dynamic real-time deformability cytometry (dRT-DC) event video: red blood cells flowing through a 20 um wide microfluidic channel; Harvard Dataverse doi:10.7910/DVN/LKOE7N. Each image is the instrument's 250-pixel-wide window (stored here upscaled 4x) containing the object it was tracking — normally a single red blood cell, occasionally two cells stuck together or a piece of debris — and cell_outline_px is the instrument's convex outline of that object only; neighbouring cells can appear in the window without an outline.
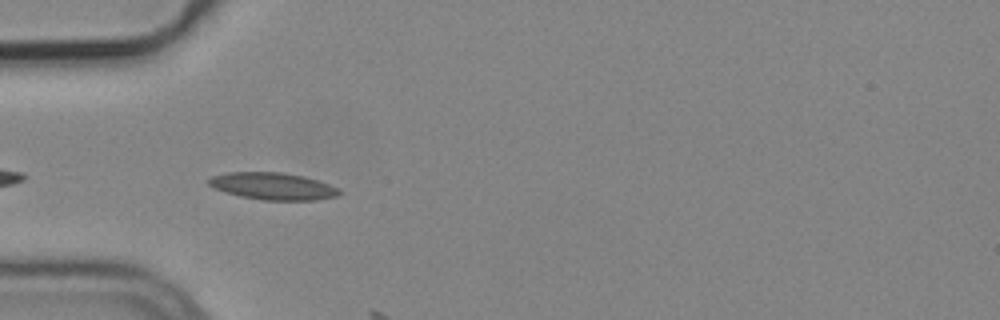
{"species": "common noctule bat (a hibernating species)", "species_latin": "Nyctalus noctula", "temperature_condition": "cold", "stored_images_in_passage": 6, "camera_frame_rate_fps": 3000, "um_per_image_px": 0.085, "animal": {"sex": "male", "body_mass_g": 19.2, "forearm_length_mm": 51.8}, "frame": {"image": 1, "passage_image": 5, "time_ms": 1.333, "image_size_px": [1000, 320], "cell_outline_px": [[340, 192], [336, 196], [316, 200], [264, 200], [240, 196], [216, 188], [208, 184], [208, 180], [212, 176], [228, 172], [280, 172], [304, 176], [328, 184], [336, 188]], "centroid_in_image_um": [23.18, 15.82], "position_along_channel_um": 61.8, "area_um2": 20.23}}